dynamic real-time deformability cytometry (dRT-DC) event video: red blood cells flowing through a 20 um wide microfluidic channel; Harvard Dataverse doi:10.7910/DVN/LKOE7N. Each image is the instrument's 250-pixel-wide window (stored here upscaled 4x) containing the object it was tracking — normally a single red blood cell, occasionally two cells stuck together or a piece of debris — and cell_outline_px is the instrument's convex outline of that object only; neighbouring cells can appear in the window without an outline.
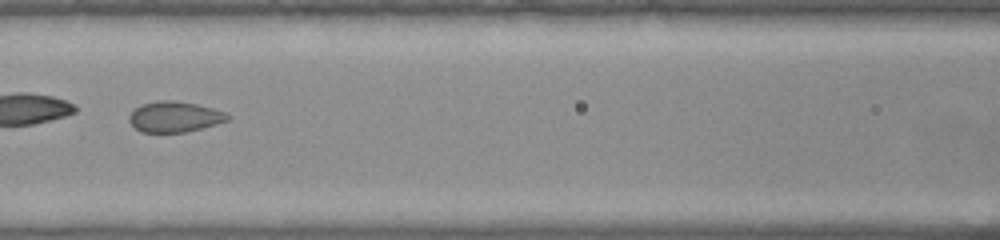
{"species": "common noctule bat (a hibernating species)", "species_latin": "Nyctalus noctula", "temperature_condition": "warm", "stored_images_in_passage": 51, "camera_frame_rate_fps": 3000, "um_per_image_px": 0.085, "animal": {"sex": "female", "body_mass_g": 22.0, "forearm_length_mm": 56.7}, "frame": {"image": 1, "passage_image": 22, "time_ms": 7.0, "image_size_px": [1000, 240], "cell_outline_px": [[228, 120], [216, 124], [184, 132], [140, 132], [128, 120], [128, 116], [140, 104], [156, 100], [172, 100], [196, 104], [228, 112]], "centroid_in_image_um": [14.82, 9.91], "position_along_channel_um": 151.8, "area_um2": 17.51}}